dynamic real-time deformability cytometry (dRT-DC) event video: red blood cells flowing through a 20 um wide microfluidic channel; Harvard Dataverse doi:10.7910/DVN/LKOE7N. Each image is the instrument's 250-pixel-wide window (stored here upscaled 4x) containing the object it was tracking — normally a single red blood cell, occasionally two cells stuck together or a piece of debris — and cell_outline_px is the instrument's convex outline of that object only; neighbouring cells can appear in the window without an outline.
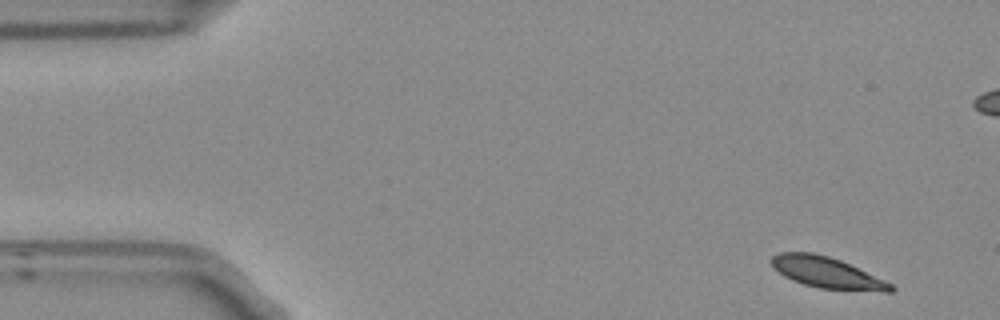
{"species": "Egyptian fruit bat (a non-hibernating species)", "species_latin": "Rousettus aegyptiacus", "temperature_condition": "room temperature", "stored_images_in_passage": 5, "camera_frame_rate_fps": 3000, "um_per_image_px": 0.085, "frame": {"image": 1, "passage_image": 1, "time_ms": 0.0, "image_size_px": [1000, 320], "cell_outline_px": [[896, 288], [892, 292], [880, 292], [820, 288], [804, 284], [792, 280], [784, 276], [772, 268], [768, 260], [772, 256], [780, 252], [812, 252], [828, 256], [840, 260], [884, 280], [892, 284]], "centroid_in_image_um": [70.25, 23.17], "position_along_channel_um": 14.8, "area_um2": 21.68}}